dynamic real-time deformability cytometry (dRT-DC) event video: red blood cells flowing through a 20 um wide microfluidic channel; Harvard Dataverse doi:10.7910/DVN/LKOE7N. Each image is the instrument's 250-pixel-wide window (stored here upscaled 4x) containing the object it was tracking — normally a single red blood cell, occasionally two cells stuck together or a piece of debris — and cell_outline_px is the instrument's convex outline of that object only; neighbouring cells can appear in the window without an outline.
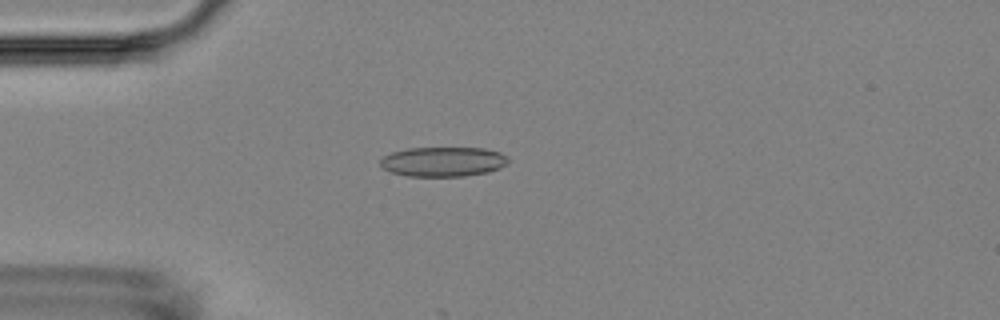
{"species": "Egyptian fruit bat (a non-hibernating species)", "species_latin": "Rousettus aegyptiacus", "temperature_condition": "room temperature", "stored_images_in_passage": 5, "camera_frame_rate_fps": 3000, "um_per_image_px": 0.085, "animal": {"sex": "female"}, "frame": {"image": 1, "passage_image": 2, "time_ms": 1.333, "image_size_px": [1000, 320], "cell_outline_px": [[508, 160], [500, 168], [488, 172], [464, 176], [408, 176], [392, 172], [384, 168], [380, 164], [380, 160], [384, 156], [392, 152], [408, 148], [484, 148], [500, 152], [508, 156]], "centroid_in_image_um": [37.68, 13.74], "position_along_channel_um": 47.3, "area_um2": 22.02}}